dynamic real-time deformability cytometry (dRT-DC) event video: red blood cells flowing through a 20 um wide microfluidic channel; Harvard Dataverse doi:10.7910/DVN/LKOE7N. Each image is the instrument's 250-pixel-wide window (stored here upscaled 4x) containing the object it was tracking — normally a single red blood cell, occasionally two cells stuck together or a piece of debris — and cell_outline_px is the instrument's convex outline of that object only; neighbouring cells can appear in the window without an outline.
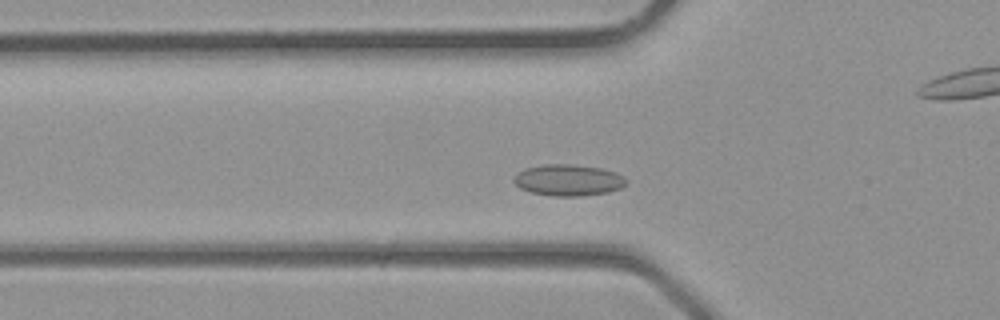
{"species": "common noctule bat (a hibernating species)", "species_latin": "Nyctalus noctula", "temperature_condition": "room temperature", "stored_images_in_passage": 33, "camera_frame_rate_fps": 3000, "um_per_image_px": 0.085, "animal": {"sex": "male", "body_mass_g": 23.1, "forearm_length_mm": 52.7}, "frame": {"image": 1, "passage_image": 7, "time_ms": 2.0, "image_size_px": [1000, 320], "cell_outline_px": [[628, 184], [620, 188], [608, 192], [580, 196], [552, 196], [532, 192], [520, 188], [512, 180], [524, 168], [544, 164], [572, 164], [600, 168], [616, 172], [624, 176], [628, 180]], "centroid_in_image_um": [48.34, 15.31], "position_along_channel_um": 77.5, "area_um2": 20.58}}
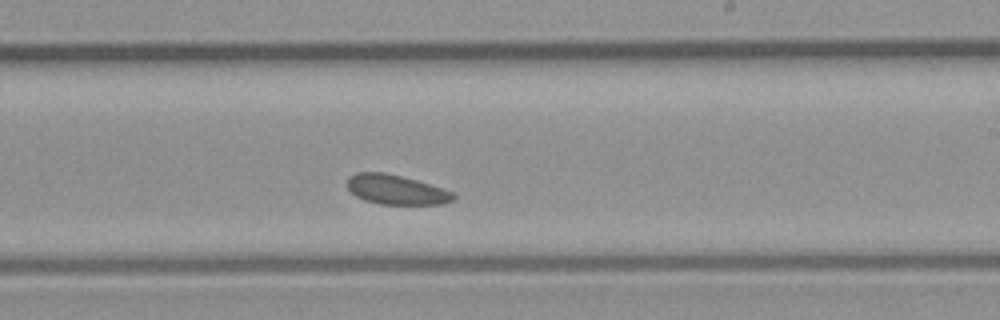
{"frame": {"image": 2, "passage_image": 17, "time_ms": 5.333, "image_size_px": [1000, 320], "cell_outline_px": [[456, 200], [440, 204], [380, 204], [364, 200], [356, 196], [348, 188], [348, 176], [356, 172], [384, 172], [416, 180], [452, 192], [456, 196]], "centroid_in_image_um": [33.65, 16.12], "position_along_channel_um": 255.3, "area_um2": 18.15}}
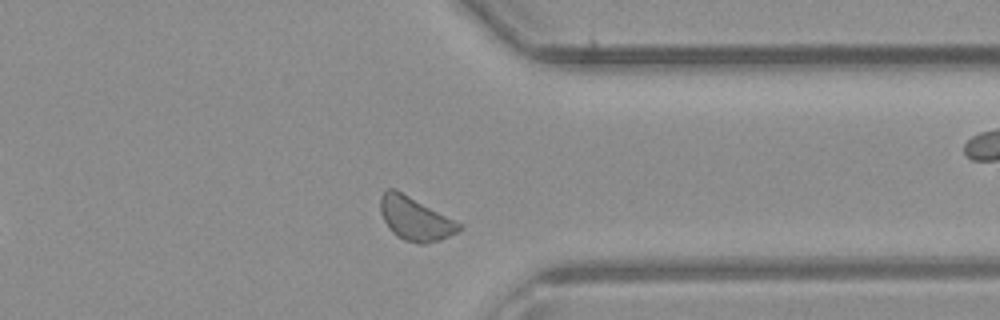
{"frame": {"image": 3, "passage_image": 24, "time_ms": 7.667, "image_size_px": [1000, 320], "cell_outline_px": [[464, 228], [440, 240], [424, 244], [420, 244], [404, 240], [396, 236], [388, 228], [380, 212], [380, 196], [388, 188], [396, 188], [464, 224]], "centroid_in_image_um": [35.3, 18.57], "position_along_channel_um": 376.1, "area_um2": 20.29}}